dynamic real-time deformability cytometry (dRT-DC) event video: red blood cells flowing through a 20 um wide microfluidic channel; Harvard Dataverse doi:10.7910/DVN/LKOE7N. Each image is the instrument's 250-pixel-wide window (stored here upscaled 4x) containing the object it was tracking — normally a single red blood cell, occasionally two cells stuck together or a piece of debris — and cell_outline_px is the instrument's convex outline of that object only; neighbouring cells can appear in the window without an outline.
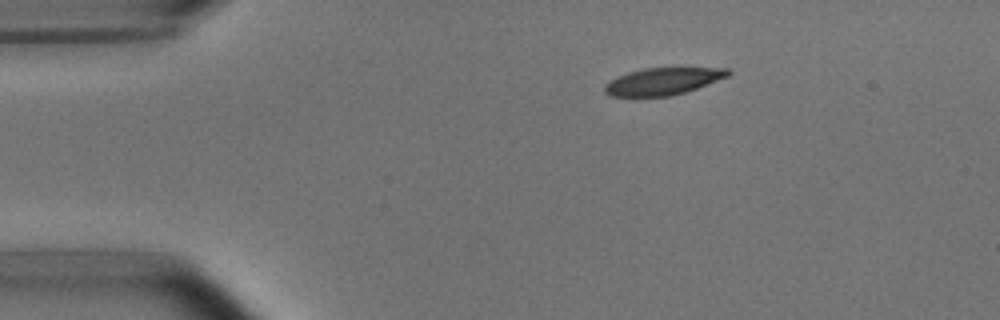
{"species": "common noctule bat (a hibernating species)", "species_latin": "Nyctalus noctula", "temperature_condition": "room temperature", "stored_images_in_passage": 4, "camera_frame_rate_fps": 3000, "um_per_image_px": 0.085, "animal": {"sex": "male", "body_mass_g": 15.6}, "frame": {"image": 1, "passage_image": 1, "time_ms": 0.0, "image_size_px": [1000, 320], "cell_outline_px": [[732, 72], [728, 76], [696, 88], [684, 92], [668, 96], [608, 96], [604, 92], [604, 84], [608, 80], [616, 76], [628, 72], [644, 68], [728, 68]], "centroid_in_image_um": [56.28, 6.9], "position_along_channel_um": 28.7, "area_um2": 19.42}}